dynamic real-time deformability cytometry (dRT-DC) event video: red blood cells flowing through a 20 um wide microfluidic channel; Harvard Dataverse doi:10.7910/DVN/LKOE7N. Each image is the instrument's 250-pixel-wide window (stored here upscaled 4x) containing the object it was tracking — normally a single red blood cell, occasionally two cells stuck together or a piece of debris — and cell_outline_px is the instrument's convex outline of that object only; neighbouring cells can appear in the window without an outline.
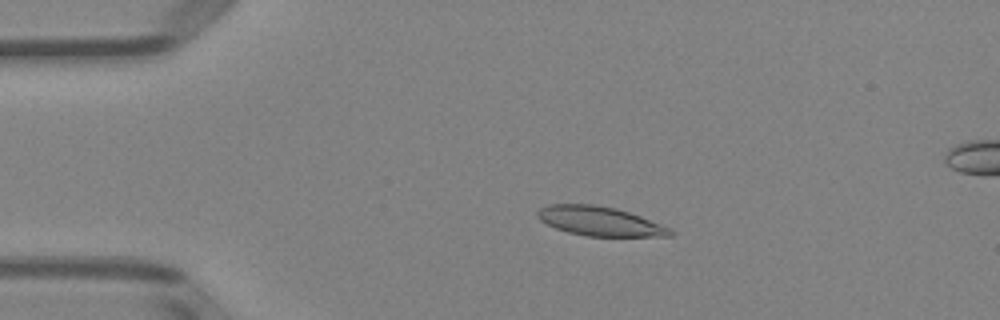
{"species": "Egyptian fruit bat (a non-hibernating species)", "species_latin": "Rousettus aegyptiacus", "temperature_condition": "room temperature", "stored_images_in_passage": 5, "camera_frame_rate_fps": 3000, "um_per_image_px": 0.085, "animal": {"sex": "female"}, "frame": {"image": 1, "passage_image": 3, "time_ms": 3.333, "image_size_px": [1000, 320], "cell_outline_px": [[672, 236], [584, 236], [568, 232], [556, 228], [540, 220], [536, 216], [536, 212], [540, 208], [548, 204], [596, 204], [616, 208], [640, 216], [672, 228]], "centroid_in_image_um": [50.96, 18.79], "position_along_channel_um": 34.0, "area_um2": 22.66}}